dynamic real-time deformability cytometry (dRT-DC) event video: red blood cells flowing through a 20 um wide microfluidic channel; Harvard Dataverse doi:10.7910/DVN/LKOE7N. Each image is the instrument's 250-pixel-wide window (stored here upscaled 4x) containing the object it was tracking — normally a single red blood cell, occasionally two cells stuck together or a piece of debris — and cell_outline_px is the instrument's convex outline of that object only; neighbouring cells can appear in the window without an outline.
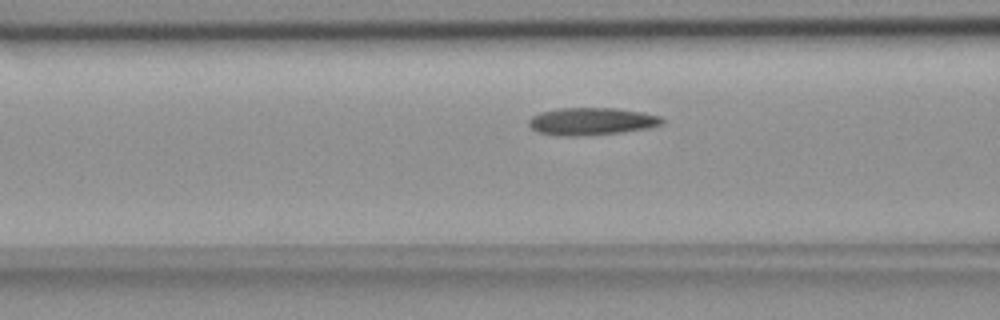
{"species": "common noctule bat (a hibernating species)", "species_latin": "Nyctalus noctula", "temperature_condition": "room temperature", "stored_images_in_passage": 32, "camera_frame_rate_fps": 3000, "um_per_image_px": 0.085, "animal": {"sex": "female", "body_mass_g": 18.4}, "frame": {"image": 1, "passage_image": 7, "time_ms": 2.0, "image_size_px": [1000, 320], "cell_outline_px": [[664, 124], [648, 128], [620, 132], [580, 136], [556, 136], [536, 132], [528, 124], [528, 120], [532, 116], [540, 112], [560, 108], [616, 108], [644, 112], [660, 116], [664, 120]], "centroid_in_image_um": [50.27, 10.32], "position_along_channel_um": 116.3, "area_um2": 21.5}}
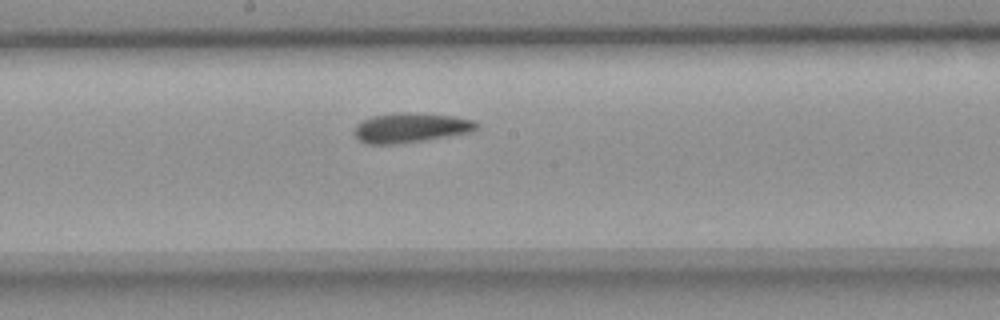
{"frame": {"image": 2, "passage_image": 15, "time_ms": 4.667, "image_size_px": [1000, 320], "cell_outline_px": [[480, 124], [472, 132], [424, 140], [396, 144], [364, 144], [352, 132], [356, 124], [372, 116], [396, 112], [408, 112], [452, 116], [472, 120]], "centroid_in_image_um": [34.87, 10.86], "position_along_channel_um": 213.3, "area_um2": 21.15}}
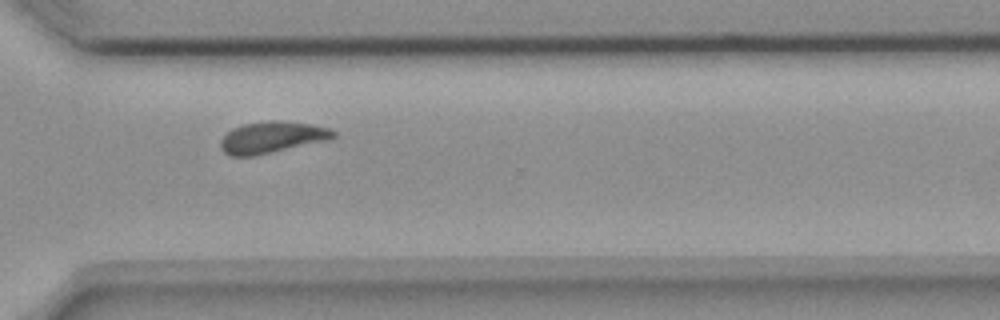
{"frame": {"image": 3, "passage_image": 26, "time_ms": 8.333, "image_size_px": [1000, 320], "cell_outline_px": [[336, 136], [332, 140], [256, 156], [232, 156], [224, 152], [220, 148], [220, 140], [232, 128], [244, 124], [268, 120], [276, 120], [312, 124], [328, 128], [336, 132]], "centroid_in_image_um": [23.16, 11.68], "position_along_channel_um": 347.4, "area_um2": 21.1}, "authors_computed_cell_mechanics": {"area_um2": 20.8947, "velocity_mm_per_s": 3.6502, "shape_relaxation_time_tau1_ms": 10.7497, "shape_relaxation_time_tau2_ms": 3.0764, "deformation_change_tau1": 0.2184, "deformation_change_tau2": 0.0958}}